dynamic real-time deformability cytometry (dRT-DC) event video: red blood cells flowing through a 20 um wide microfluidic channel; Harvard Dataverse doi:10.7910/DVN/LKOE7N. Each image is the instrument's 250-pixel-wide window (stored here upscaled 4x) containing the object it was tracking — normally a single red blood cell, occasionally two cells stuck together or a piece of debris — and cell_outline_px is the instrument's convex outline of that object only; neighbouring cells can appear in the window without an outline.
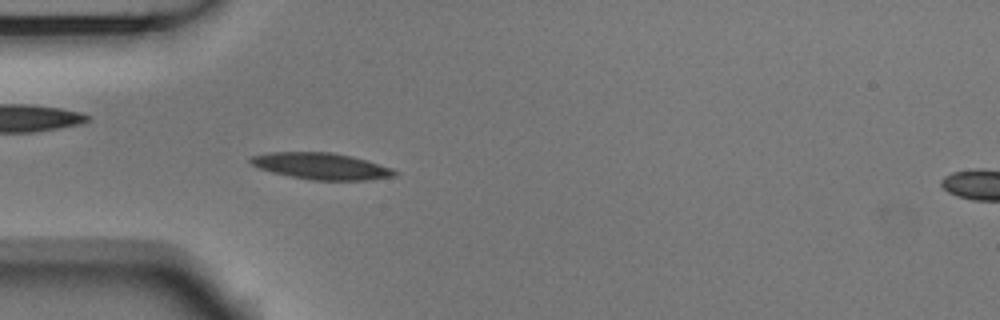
{"species": "Egyptian fruit bat (a non-hibernating species)", "species_latin": "Rousettus aegyptiacus", "temperature_condition": "room temperature", "stored_images_in_passage": 39, "camera_frame_rate_fps": 3000, "um_per_image_px": 0.085, "animal": {"sex": "male"}, "frame": {"image": 1, "passage_image": 5, "time_ms": 1.333, "image_size_px": [1000, 320], "cell_outline_px": [[400, 172], [396, 176], [368, 180], [312, 180], [272, 172], [260, 168], [252, 164], [248, 160], [252, 156], [272, 152], [332, 152], [352, 156], [368, 160], [392, 168]], "centroid_in_image_um": [27.37, 14.12], "position_along_channel_um": 57.6, "area_um2": 22.25}}
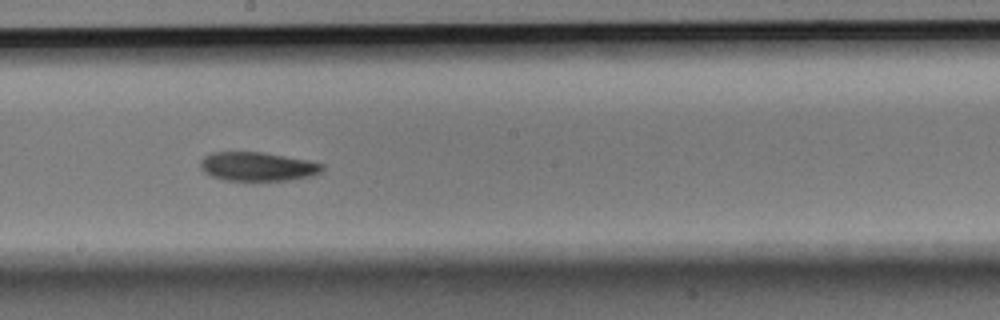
{"frame": {"image": 2, "passage_image": 19, "time_ms": 6.0, "image_size_px": [1000, 320], "cell_outline_px": [[324, 168], [320, 172], [312, 176], [288, 180], [224, 180], [212, 176], [204, 172], [200, 168], [200, 160], [204, 156], [212, 152], [264, 152], [308, 160], [324, 164]], "centroid_in_image_um": [21.89, 14.15], "position_along_channel_um": 226.3, "area_um2": 20.58}}
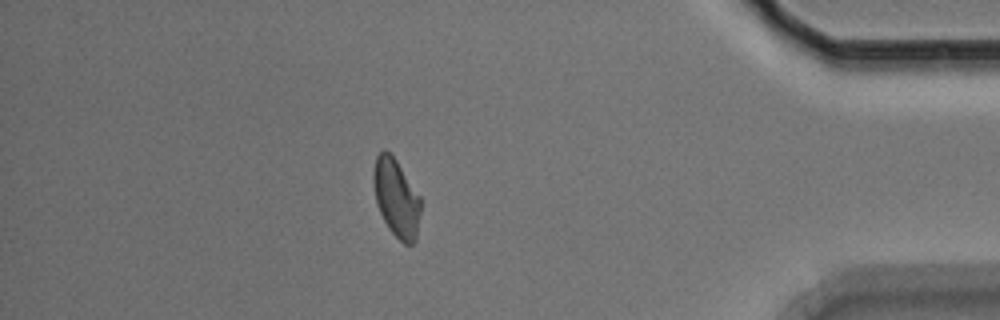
{"frame": {"image": 3, "passage_image": 39, "time_ms": 12.667, "image_size_px": [1000, 320], "cell_outline_px": [[420, 212], [416, 240], [412, 244], [404, 244], [388, 228], [376, 204], [372, 180], [372, 172], [376, 156], [384, 148], [396, 160], [420, 196]], "centroid_in_image_um": [33.66, 16.82], "position_along_channel_um": 401.5, "area_um2": 21.44}, "authors_computed_cell_mechanics": {"area_um2": 21.097, "velocity_mm_per_s": 3.6868, "shape_relaxation_time_tau1_ms": 4.4097, "shape_relaxation_time_tau2_ms": null, "deformation_change_tau1": 0.1417, "deformation_change_tau2": null}}